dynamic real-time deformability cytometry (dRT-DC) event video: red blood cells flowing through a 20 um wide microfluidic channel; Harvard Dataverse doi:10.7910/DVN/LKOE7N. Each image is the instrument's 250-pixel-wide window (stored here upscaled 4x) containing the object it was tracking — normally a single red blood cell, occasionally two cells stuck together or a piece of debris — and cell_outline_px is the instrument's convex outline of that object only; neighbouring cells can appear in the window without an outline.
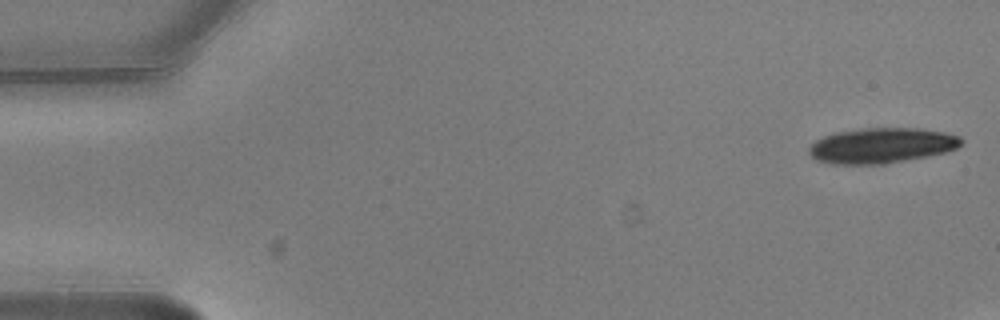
{"species": "common noctule bat (a hibernating species)", "species_latin": "Nyctalus noctula", "temperature_condition": "warm", "stored_images_in_passage": 5, "camera_frame_rate_fps": 3000, "um_per_image_px": 0.085, "animal": {"sex": "male", "body_mass_g": 20.5, "forearm_length_mm": 52.5}, "frame": {"image": 1, "passage_image": 1, "time_ms": 0.0, "image_size_px": [1000, 320], "cell_outline_px": [[964, 140], [956, 148], [944, 152], [928, 156], [884, 164], [828, 164], [816, 160], [808, 152], [808, 148], [816, 140], [824, 136], [836, 132], [864, 128], [920, 128], [944, 132], [960, 136]], "centroid_in_image_um": [74.92, 12.37], "position_along_channel_um": 10.1, "area_um2": 31.39}}